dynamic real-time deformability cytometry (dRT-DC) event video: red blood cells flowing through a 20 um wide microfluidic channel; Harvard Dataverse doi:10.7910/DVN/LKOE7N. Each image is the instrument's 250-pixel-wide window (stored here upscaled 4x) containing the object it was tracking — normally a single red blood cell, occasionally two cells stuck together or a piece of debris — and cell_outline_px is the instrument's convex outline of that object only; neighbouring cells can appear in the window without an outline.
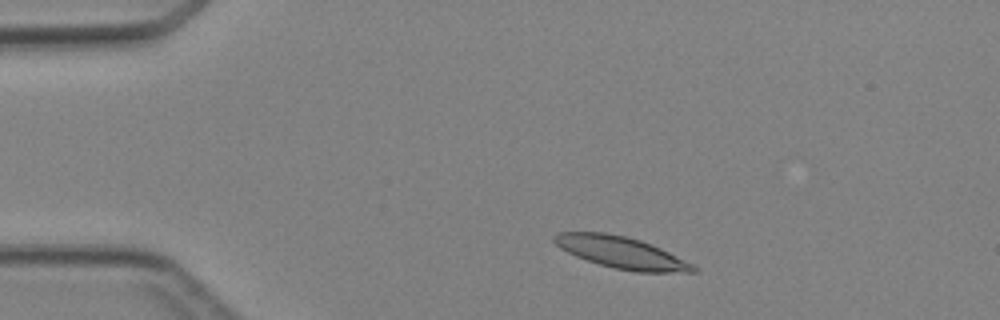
{"species": "Egyptian fruit bat (a non-hibernating species)", "species_latin": "Rousettus aegyptiacus", "temperature_condition": "cold", "stored_images_in_passage": 2, "camera_frame_rate_fps": 3000, "um_per_image_px": 0.085, "animal": {"sex": "female"}, "frame": {"image": 1, "passage_image": 1, "time_ms": 0.0, "image_size_px": [1000, 320], "cell_outline_px": [[696, 272], [636, 272], [616, 268], [600, 264], [576, 256], [560, 248], [552, 240], [552, 236], [556, 232], [604, 232], [624, 236], [640, 240], [652, 244], [692, 264], [696, 268]], "centroid_in_image_um": [52.77, 21.45], "position_along_channel_um": 32.2, "area_um2": 25.37}}